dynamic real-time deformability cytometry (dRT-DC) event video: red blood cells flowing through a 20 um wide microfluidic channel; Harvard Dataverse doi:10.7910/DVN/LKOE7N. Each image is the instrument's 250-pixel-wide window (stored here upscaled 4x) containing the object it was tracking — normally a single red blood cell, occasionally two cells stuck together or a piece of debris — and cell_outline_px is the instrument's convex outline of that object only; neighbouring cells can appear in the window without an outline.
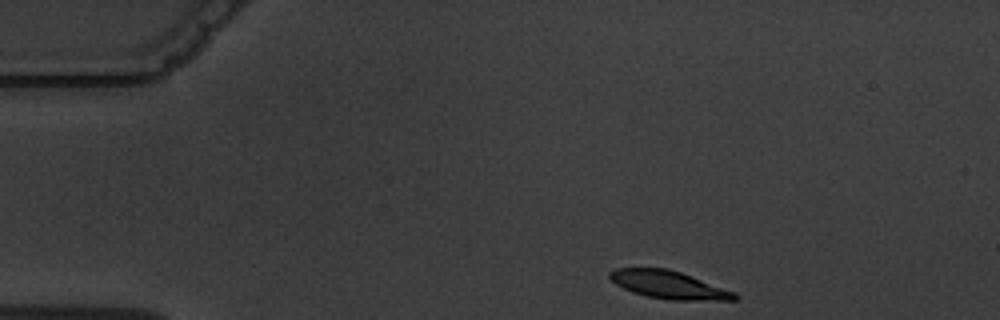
{"species": "common noctule bat (a hibernating species)", "species_latin": "Nyctalus noctula", "temperature_condition": "warm", "stored_images_in_passage": 3, "camera_frame_rate_fps": 3000, "um_per_image_px": 0.085, "animal": {"sex": "male", "body_mass_g": 19.5, "forearm_length_mm": 54.6}, "frame": {"image": 1, "passage_image": 1, "time_ms": 0.0, "image_size_px": [1000, 320], "cell_outline_px": [[740, 296], [736, 300], [668, 300], [648, 296], [632, 292], [616, 284], [608, 276], [608, 272], [612, 268], [668, 268], [692, 276], [736, 292]], "centroid_in_image_um": [56.85, 24.2], "position_along_channel_um": 28.1, "area_um2": 20.35}}